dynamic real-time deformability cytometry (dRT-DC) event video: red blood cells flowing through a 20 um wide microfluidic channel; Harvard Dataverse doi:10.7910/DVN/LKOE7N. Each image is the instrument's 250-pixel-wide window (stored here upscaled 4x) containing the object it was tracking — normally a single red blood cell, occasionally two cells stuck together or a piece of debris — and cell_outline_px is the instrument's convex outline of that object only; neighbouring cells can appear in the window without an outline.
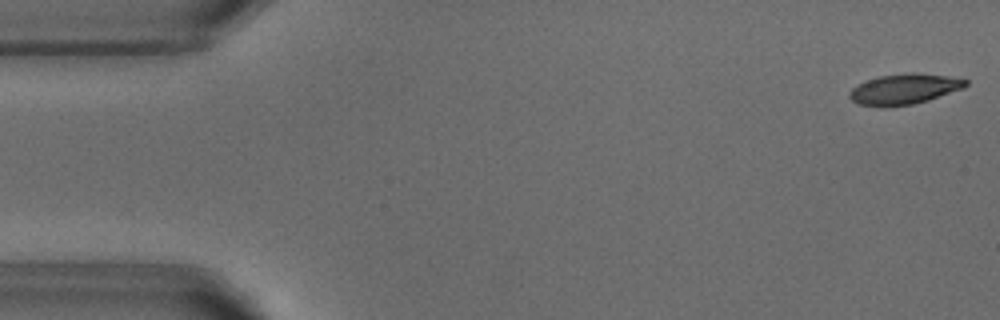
{"species": "common noctule bat (a hibernating species)", "species_latin": "Nyctalus noctula", "temperature_condition": "warm", "stored_images_in_passage": 53, "segment_of_instrument_passage": [1, 2], "camera_frame_rate_fps": 3000, "um_per_image_px": 0.085, "animal": {"sex": "male", "body_mass_g": 18.8}, "frame": {"image": 1, "passage_image": 1, "time_ms": 0.0, "image_size_px": [1000, 320], "cell_outline_px": [[968, 84], [964, 88], [928, 100], [912, 104], [860, 104], [852, 100], [848, 96], [848, 92], [856, 84], [880, 76], [912, 72], [916, 72], [948, 76], [968, 80]], "centroid_in_image_um": [76.9, 7.52], "position_along_channel_um": 8.1, "area_um2": 20.0}}
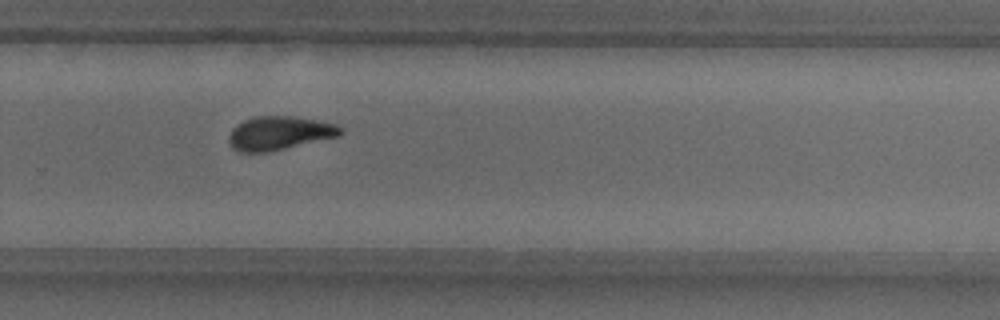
{"frame": {"image": 2, "passage_image": 34, "time_ms": 11.0, "image_size_px": [1000, 320], "cell_outline_px": [[344, 132], [340, 136], [268, 152], [240, 152], [232, 148], [228, 140], [228, 136], [232, 128], [236, 124], [244, 120], [256, 116], [296, 116], [336, 124], [344, 128]], "centroid_in_image_um": [23.75, 11.31], "position_along_channel_um": 306.0, "area_um2": 22.14}}
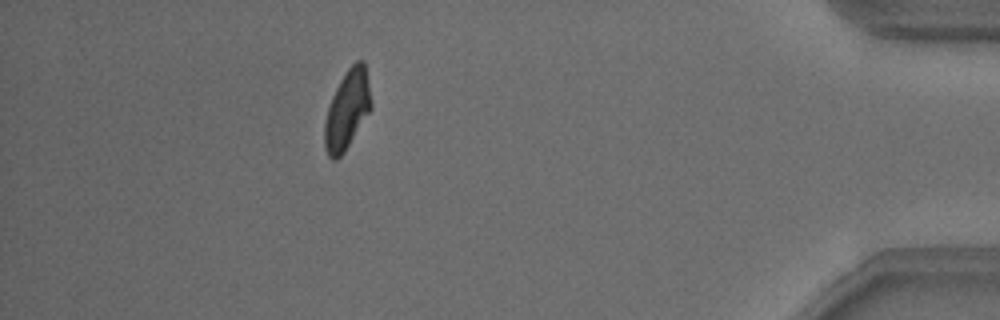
{"frame": {"image": 3, "passage_image": 46, "time_ms": 15.0, "image_size_px": [1000, 320], "cell_outline_px": [[372, 108], [344, 152], [336, 160], [332, 160], [328, 156], [324, 148], [324, 124], [328, 108], [332, 96], [340, 80], [348, 68], [356, 60], [364, 60], [368, 80], [372, 104]], "centroid_in_image_um": [29.51, 9.33], "position_along_channel_um": 405.7, "area_um2": 21.39}}